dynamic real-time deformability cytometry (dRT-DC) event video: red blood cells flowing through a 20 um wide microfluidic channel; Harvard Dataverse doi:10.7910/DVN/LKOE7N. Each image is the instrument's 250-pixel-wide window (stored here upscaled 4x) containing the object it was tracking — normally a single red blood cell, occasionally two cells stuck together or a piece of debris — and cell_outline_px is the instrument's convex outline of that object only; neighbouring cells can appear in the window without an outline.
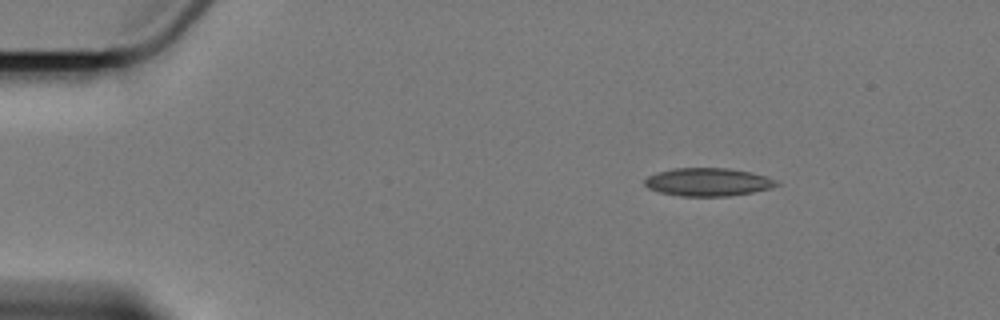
{"species": "Egyptian fruit bat (a non-hibernating species)", "species_latin": "Rousettus aegyptiacus", "temperature_condition": "cold", "stored_images_in_passage": 4, "camera_frame_rate_fps": 3000, "um_per_image_px": 0.085, "animal": {"sex": "female"}, "frame": {"image": 1, "passage_image": 2, "time_ms": 1.333, "image_size_px": [1000, 320], "cell_outline_px": [[780, 184], [772, 188], [752, 192], [728, 196], [680, 196], [660, 192], [648, 188], [644, 184], [644, 180], [648, 176], [656, 172], [672, 168], [728, 168], [752, 172], [776, 180]], "centroid_in_image_um": [60.16, 15.47], "position_along_channel_um": 24.8, "area_um2": 21.62}}